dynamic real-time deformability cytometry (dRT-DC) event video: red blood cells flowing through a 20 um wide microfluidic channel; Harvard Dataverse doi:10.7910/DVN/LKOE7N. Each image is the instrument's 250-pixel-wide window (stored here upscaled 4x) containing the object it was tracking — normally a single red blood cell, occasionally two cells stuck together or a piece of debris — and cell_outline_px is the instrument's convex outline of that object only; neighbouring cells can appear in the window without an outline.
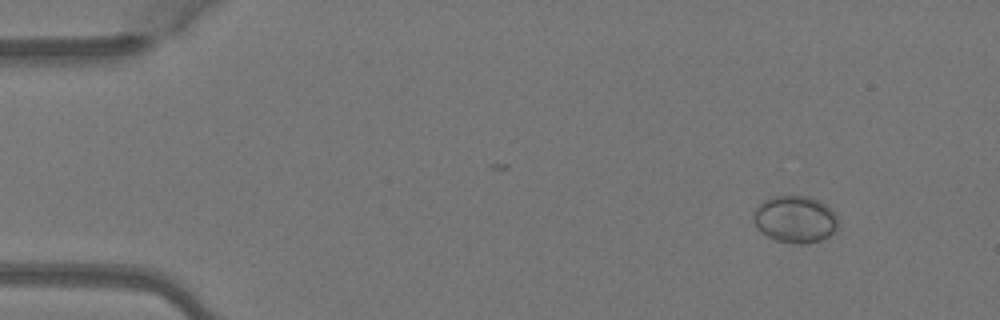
{"species": "Egyptian fruit bat (a non-hibernating species)", "species_latin": "Rousettus aegyptiacus", "temperature_condition": "warm", "stored_images_in_passage": 6, "camera_frame_rate_fps": 3000, "um_per_image_px": 0.085, "animal": {"sex": "female"}, "frame": {"image": 1, "passage_image": 1, "time_ms": 0.0, "image_size_px": [1000, 320], "cell_outline_px": [[840, 220], [836, 228], [828, 236], [820, 240], [800, 244], [792, 244], [776, 240], [760, 232], [756, 228], [752, 220], [752, 216], [756, 208], [764, 200], [772, 196], [808, 196], [820, 200], [836, 212]], "centroid_in_image_um": [67.58, 18.63], "position_along_channel_um": 17.4, "area_um2": 23.52}}
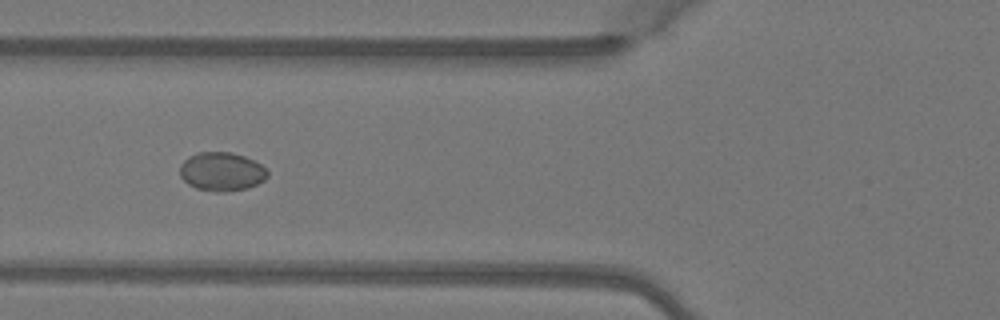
{"frame": {"image": 2, "passage_image": 4, "time_ms": 1.0, "image_size_px": [1000, 320], "cell_outline_px": [[268, 176], [264, 180], [248, 188], [224, 192], [216, 192], [196, 188], [188, 184], [180, 176], [180, 164], [188, 156], [196, 152], [232, 152], [244, 156], [260, 164], [268, 172]], "centroid_in_image_um": [18.81, 14.58], "position_along_channel_um": 107.0, "area_um2": 19.83}}
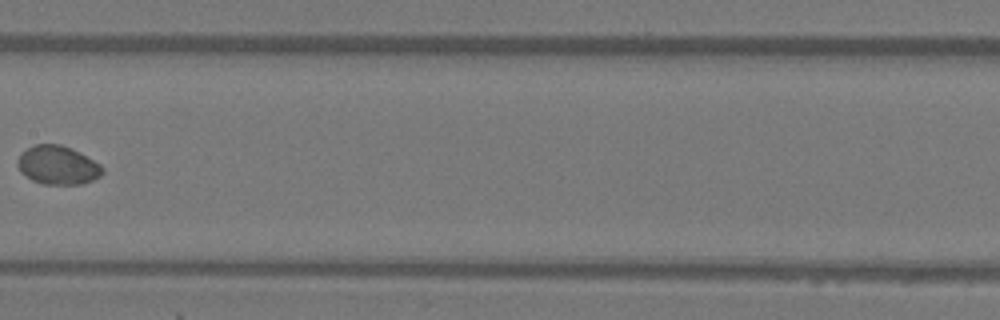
{"frame": {"image": 3, "passage_image": 6, "time_ms": 1.667, "image_size_px": [1000, 320], "cell_outline_px": [[104, 172], [100, 176], [92, 180], [80, 184], [44, 184], [32, 180], [20, 172], [16, 164], [16, 160], [20, 152], [36, 144], [60, 144], [72, 148], [100, 164], [104, 168]], "centroid_in_image_um": [4.88, 14.03], "position_along_channel_um": 202.5, "area_um2": 19.25}}